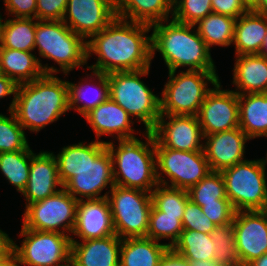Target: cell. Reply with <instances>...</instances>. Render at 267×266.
Here are the masks:
<instances>
[{"instance_id":"obj_1","label":"cell","mask_w":267,"mask_h":266,"mask_svg":"<svg viewBox=\"0 0 267 266\" xmlns=\"http://www.w3.org/2000/svg\"><path fill=\"white\" fill-rule=\"evenodd\" d=\"M151 25L116 17L106 28L87 40V59L97 55L96 63L87 66L104 74L150 68Z\"/></svg>"},{"instance_id":"obj_2","label":"cell","mask_w":267,"mask_h":266,"mask_svg":"<svg viewBox=\"0 0 267 266\" xmlns=\"http://www.w3.org/2000/svg\"><path fill=\"white\" fill-rule=\"evenodd\" d=\"M70 111L67 81L54 74H43L17 86L12 112L19 124L39 132Z\"/></svg>"},{"instance_id":"obj_3","label":"cell","mask_w":267,"mask_h":266,"mask_svg":"<svg viewBox=\"0 0 267 266\" xmlns=\"http://www.w3.org/2000/svg\"><path fill=\"white\" fill-rule=\"evenodd\" d=\"M151 29V59L156 51L160 52L168 72L181 67H188V71L216 72L210 50L195 25L171 18L152 24Z\"/></svg>"},{"instance_id":"obj_4","label":"cell","mask_w":267,"mask_h":266,"mask_svg":"<svg viewBox=\"0 0 267 266\" xmlns=\"http://www.w3.org/2000/svg\"><path fill=\"white\" fill-rule=\"evenodd\" d=\"M144 136L146 143L137 137L118 140L117 147L113 141L106 145L112 157L114 184L151 193L158 184L155 138L152 132Z\"/></svg>"},{"instance_id":"obj_5","label":"cell","mask_w":267,"mask_h":266,"mask_svg":"<svg viewBox=\"0 0 267 266\" xmlns=\"http://www.w3.org/2000/svg\"><path fill=\"white\" fill-rule=\"evenodd\" d=\"M150 68L138 71L108 74L109 98L120 105L132 118L143 122L145 132H151L160 118V97L152 92L140 78L149 74Z\"/></svg>"},{"instance_id":"obj_6","label":"cell","mask_w":267,"mask_h":266,"mask_svg":"<svg viewBox=\"0 0 267 266\" xmlns=\"http://www.w3.org/2000/svg\"><path fill=\"white\" fill-rule=\"evenodd\" d=\"M177 71L168 72L160 98V114L194 115L207 94L213 88H207L208 82L215 86L220 80L217 72L207 71Z\"/></svg>"},{"instance_id":"obj_7","label":"cell","mask_w":267,"mask_h":266,"mask_svg":"<svg viewBox=\"0 0 267 266\" xmlns=\"http://www.w3.org/2000/svg\"><path fill=\"white\" fill-rule=\"evenodd\" d=\"M36 48L39 56L54 60L64 75L87 64V41L63 21L37 20Z\"/></svg>"},{"instance_id":"obj_8","label":"cell","mask_w":267,"mask_h":266,"mask_svg":"<svg viewBox=\"0 0 267 266\" xmlns=\"http://www.w3.org/2000/svg\"><path fill=\"white\" fill-rule=\"evenodd\" d=\"M221 173L235 211L267 210V176L261 159H247Z\"/></svg>"},{"instance_id":"obj_9","label":"cell","mask_w":267,"mask_h":266,"mask_svg":"<svg viewBox=\"0 0 267 266\" xmlns=\"http://www.w3.org/2000/svg\"><path fill=\"white\" fill-rule=\"evenodd\" d=\"M114 185L113 162L106 141L95 140L86 144L85 165L63 188L79 201L105 198L107 195H100L101 192Z\"/></svg>"},{"instance_id":"obj_10","label":"cell","mask_w":267,"mask_h":266,"mask_svg":"<svg viewBox=\"0 0 267 266\" xmlns=\"http://www.w3.org/2000/svg\"><path fill=\"white\" fill-rule=\"evenodd\" d=\"M105 194L116 235L121 239L146 237L152 208L151 193L114 185Z\"/></svg>"},{"instance_id":"obj_11","label":"cell","mask_w":267,"mask_h":266,"mask_svg":"<svg viewBox=\"0 0 267 266\" xmlns=\"http://www.w3.org/2000/svg\"><path fill=\"white\" fill-rule=\"evenodd\" d=\"M19 235L24 239L21 246L14 243L17 266L70 265L71 235L23 227Z\"/></svg>"},{"instance_id":"obj_12","label":"cell","mask_w":267,"mask_h":266,"mask_svg":"<svg viewBox=\"0 0 267 266\" xmlns=\"http://www.w3.org/2000/svg\"><path fill=\"white\" fill-rule=\"evenodd\" d=\"M155 157L158 184L188 191L211 172L204 150L179 151L155 146Z\"/></svg>"},{"instance_id":"obj_13","label":"cell","mask_w":267,"mask_h":266,"mask_svg":"<svg viewBox=\"0 0 267 266\" xmlns=\"http://www.w3.org/2000/svg\"><path fill=\"white\" fill-rule=\"evenodd\" d=\"M78 200L64 188L44 200L28 204L23 213L25 229L72 234ZM62 229V230H61Z\"/></svg>"},{"instance_id":"obj_14","label":"cell","mask_w":267,"mask_h":266,"mask_svg":"<svg viewBox=\"0 0 267 266\" xmlns=\"http://www.w3.org/2000/svg\"><path fill=\"white\" fill-rule=\"evenodd\" d=\"M221 89L219 81L207 94L197 114L203 136L239 127L238 94Z\"/></svg>"},{"instance_id":"obj_15","label":"cell","mask_w":267,"mask_h":266,"mask_svg":"<svg viewBox=\"0 0 267 266\" xmlns=\"http://www.w3.org/2000/svg\"><path fill=\"white\" fill-rule=\"evenodd\" d=\"M151 132L155 146L179 151L203 150L204 136L197 116L161 114Z\"/></svg>"},{"instance_id":"obj_16","label":"cell","mask_w":267,"mask_h":266,"mask_svg":"<svg viewBox=\"0 0 267 266\" xmlns=\"http://www.w3.org/2000/svg\"><path fill=\"white\" fill-rule=\"evenodd\" d=\"M232 224L241 266L267 253V210L236 211Z\"/></svg>"},{"instance_id":"obj_17","label":"cell","mask_w":267,"mask_h":266,"mask_svg":"<svg viewBox=\"0 0 267 266\" xmlns=\"http://www.w3.org/2000/svg\"><path fill=\"white\" fill-rule=\"evenodd\" d=\"M115 18L114 0H68L62 21L87 41Z\"/></svg>"},{"instance_id":"obj_18","label":"cell","mask_w":267,"mask_h":266,"mask_svg":"<svg viewBox=\"0 0 267 266\" xmlns=\"http://www.w3.org/2000/svg\"><path fill=\"white\" fill-rule=\"evenodd\" d=\"M72 233L82 241L116 235L107 197L77 202Z\"/></svg>"},{"instance_id":"obj_19","label":"cell","mask_w":267,"mask_h":266,"mask_svg":"<svg viewBox=\"0 0 267 266\" xmlns=\"http://www.w3.org/2000/svg\"><path fill=\"white\" fill-rule=\"evenodd\" d=\"M204 140L203 150L211 171L221 172L246 160L245 143L251 139L238 127L205 135Z\"/></svg>"},{"instance_id":"obj_20","label":"cell","mask_w":267,"mask_h":266,"mask_svg":"<svg viewBox=\"0 0 267 266\" xmlns=\"http://www.w3.org/2000/svg\"><path fill=\"white\" fill-rule=\"evenodd\" d=\"M54 152L41 151L38 154L31 150L29 180L21 195L25 197L26 206L58 192L63 185L58 174V165Z\"/></svg>"},{"instance_id":"obj_21","label":"cell","mask_w":267,"mask_h":266,"mask_svg":"<svg viewBox=\"0 0 267 266\" xmlns=\"http://www.w3.org/2000/svg\"><path fill=\"white\" fill-rule=\"evenodd\" d=\"M71 237L72 266H120L121 238L117 235L79 242Z\"/></svg>"},{"instance_id":"obj_22","label":"cell","mask_w":267,"mask_h":266,"mask_svg":"<svg viewBox=\"0 0 267 266\" xmlns=\"http://www.w3.org/2000/svg\"><path fill=\"white\" fill-rule=\"evenodd\" d=\"M84 118L95 132L97 141H101L100 136L105 134L114 138L116 134L117 140L137 138L132 127L134 122L129 114L110 98L87 113Z\"/></svg>"},{"instance_id":"obj_23","label":"cell","mask_w":267,"mask_h":266,"mask_svg":"<svg viewBox=\"0 0 267 266\" xmlns=\"http://www.w3.org/2000/svg\"><path fill=\"white\" fill-rule=\"evenodd\" d=\"M61 72L56 67L42 65L41 59L29 51L0 48V73L11 78L17 85L32 82L43 74Z\"/></svg>"},{"instance_id":"obj_24","label":"cell","mask_w":267,"mask_h":266,"mask_svg":"<svg viewBox=\"0 0 267 266\" xmlns=\"http://www.w3.org/2000/svg\"><path fill=\"white\" fill-rule=\"evenodd\" d=\"M235 61L232 84L237 88L234 92L238 95L267 93V57L237 55Z\"/></svg>"},{"instance_id":"obj_25","label":"cell","mask_w":267,"mask_h":266,"mask_svg":"<svg viewBox=\"0 0 267 266\" xmlns=\"http://www.w3.org/2000/svg\"><path fill=\"white\" fill-rule=\"evenodd\" d=\"M266 35L267 13L249 10L242 14L235 24V55L259 54Z\"/></svg>"},{"instance_id":"obj_26","label":"cell","mask_w":267,"mask_h":266,"mask_svg":"<svg viewBox=\"0 0 267 266\" xmlns=\"http://www.w3.org/2000/svg\"><path fill=\"white\" fill-rule=\"evenodd\" d=\"M91 73H93V75L86 74V80L84 78V80H81V83L79 82L78 85L67 81L69 107L71 110L74 109L77 111L83 117L109 98L108 74L93 70ZM88 76H90L91 79L93 76L96 77L95 79H98V83H96L97 80L95 83H92L94 81L89 80L88 83V79H90ZM83 81H85V83H83ZM93 84H95L97 88H93Z\"/></svg>"},{"instance_id":"obj_27","label":"cell","mask_w":267,"mask_h":266,"mask_svg":"<svg viewBox=\"0 0 267 266\" xmlns=\"http://www.w3.org/2000/svg\"><path fill=\"white\" fill-rule=\"evenodd\" d=\"M116 17L152 25L169 20L173 0H114Z\"/></svg>"},{"instance_id":"obj_28","label":"cell","mask_w":267,"mask_h":266,"mask_svg":"<svg viewBox=\"0 0 267 266\" xmlns=\"http://www.w3.org/2000/svg\"><path fill=\"white\" fill-rule=\"evenodd\" d=\"M239 128L252 140L267 137V93L238 95Z\"/></svg>"},{"instance_id":"obj_29","label":"cell","mask_w":267,"mask_h":266,"mask_svg":"<svg viewBox=\"0 0 267 266\" xmlns=\"http://www.w3.org/2000/svg\"><path fill=\"white\" fill-rule=\"evenodd\" d=\"M169 249L148 237H128L121 240L120 266H159L161 257Z\"/></svg>"},{"instance_id":"obj_30","label":"cell","mask_w":267,"mask_h":266,"mask_svg":"<svg viewBox=\"0 0 267 266\" xmlns=\"http://www.w3.org/2000/svg\"><path fill=\"white\" fill-rule=\"evenodd\" d=\"M171 249L195 266L215 261V244L210 234L183 230Z\"/></svg>"},{"instance_id":"obj_31","label":"cell","mask_w":267,"mask_h":266,"mask_svg":"<svg viewBox=\"0 0 267 266\" xmlns=\"http://www.w3.org/2000/svg\"><path fill=\"white\" fill-rule=\"evenodd\" d=\"M36 25L37 19L34 18H9L4 20L0 32V48L34 51Z\"/></svg>"},{"instance_id":"obj_32","label":"cell","mask_w":267,"mask_h":266,"mask_svg":"<svg viewBox=\"0 0 267 266\" xmlns=\"http://www.w3.org/2000/svg\"><path fill=\"white\" fill-rule=\"evenodd\" d=\"M236 21V18L212 12L194 25L211 50V46L228 47L233 44Z\"/></svg>"},{"instance_id":"obj_33","label":"cell","mask_w":267,"mask_h":266,"mask_svg":"<svg viewBox=\"0 0 267 266\" xmlns=\"http://www.w3.org/2000/svg\"><path fill=\"white\" fill-rule=\"evenodd\" d=\"M31 149L0 153V172L22 193L29 180Z\"/></svg>"},{"instance_id":"obj_34","label":"cell","mask_w":267,"mask_h":266,"mask_svg":"<svg viewBox=\"0 0 267 266\" xmlns=\"http://www.w3.org/2000/svg\"><path fill=\"white\" fill-rule=\"evenodd\" d=\"M189 199L199 205L204 203H230L225 193V182L221 172L211 171L200 182L188 190Z\"/></svg>"},{"instance_id":"obj_35","label":"cell","mask_w":267,"mask_h":266,"mask_svg":"<svg viewBox=\"0 0 267 266\" xmlns=\"http://www.w3.org/2000/svg\"><path fill=\"white\" fill-rule=\"evenodd\" d=\"M183 231L182 219L178 216L165 215L159 211L153 204L149 215V227L146 237L156 241L169 239L166 243L169 248L176 243Z\"/></svg>"},{"instance_id":"obj_36","label":"cell","mask_w":267,"mask_h":266,"mask_svg":"<svg viewBox=\"0 0 267 266\" xmlns=\"http://www.w3.org/2000/svg\"><path fill=\"white\" fill-rule=\"evenodd\" d=\"M151 198L159 211L182 219L189 194L187 190L157 184L151 192Z\"/></svg>"},{"instance_id":"obj_37","label":"cell","mask_w":267,"mask_h":266,"mask_svg":"<svg viewBox=\"0 0 267 266\" xmlns=\"http://www.w3.org/2000/svg\"><path fill=\"white\" fill-rule=\"evenodd\" d=\"M215 244V262L228 266H241L237 253L233 224L217 226L210 234Z\"/></svg>"},{"instance_id":"obj_38","label":"cell","mask_w":267,"mask_h":266,"mask_svg":"<svg viewBox=\"0 0 267 266\" xmlns=\"http://www.w3.org/2000/svg\"><path fill=\"white\" fill-rule=\"evenodd\" d=\"M10 117L0 113V153L30 149L25 129L19 124L15 114Z\"/></svg>"},{"instance_id":"obj_39","label":"cell","mask_w":267,"mask_h":266,"mask_svg":"<svg viewBox=\"0 0 267 266\" xmlns=\"http://www.w3.org/2000/svg\"><path fill=\"white\" fill-rule=\"evenodd\" d=\"M86 145L85 142L64 146L57 155L54 154L58 174L64 186L85 165Z\"/></svg>"},{"instance_id":"obj_40","label":"cell","mask_w":267,"mask_h":266,"mask_svg":"<svg viewBox=\"0 0 267 266\" xmlns=\"http://www.w3.org/2000/svg\"><path fill=\"white\" fill-rule=\"evenodd\" d=\"M212 0H173L172 19L194 25L212 13Z\"/></svg>"},{"instance_id":"obj_41","label":"cell","mask_w":267,"mask_h":266,"mask_svg":"<svg viewBox=\"0 0 267 266\" xmlns=\"http://www.w3.org/2000/svg\"><path fill=\"white\" fill-rule=\"evenodd\" d=\"M183 230H193L206 234H211L217 227L202 212L201 207L193 203L190 199L187 201L182 217Z\"/></svg>"},{"instance_id":"obj_42","label":"cell","mask_w":267,"mask_h":266,"mask_svg":"<svg viewBox=\"0 0 267 266\" xmlns=\"http://www.w3.org/2000/svg\"><path fill=\"white\" fill-rule=\"evenodd\" d=\"M201 210L216 226L232 224L236 212L231 203H204Z\"/></svg>"},{"instance_id":"obj_43","label":"cell","mask_w":267,"mask_h":266,"mask_svg":"<svg viewBox=\"0 0 267 266\" xmlns=\"http://www.w3.org/2000/svg\"><path fill=\"white\" fill-rule=\"evenodd\" d=\"M68 0H37L36 19L62 21Z\"/></svg>"},{"instance_id":"obj_44","label":"cell","mask_w":267,"mask_h":266,"mask_svg":"<svg viewBox=\"0 0 267 266\" xmlns=\"http://www.w3.org/2000/svg\"><path fill=\"white\" fill-rule=\"evenodd\" d=\"M6 6L7 15L14 18L36 19L37 0H3Z\"/></svg>"},{"instance_id":"obj_45","label":"cell","mask_w":267,"mask_h":266,"mask_svg":"<svg viewBox=\"0 0 267 266\" xmlns=\"http://www.w3.org/2000/svg\"><path fill=\"white\" fill-rule=\"evenodd\" d=\"M212 9L214 13L236 19L250 10L242 0H212Z\"/></svg>"},{"instance_id":"obj_46","label":"cell","mask_w":267,"mask_h":266,"mask_svg":"<svg viewBox=\"0 0 267 266\" xmlns=\"http://www.w3.org/2000/svg\"><path fill=\"white\" fill-rule=\"evenodd\" d=\"M17 84L9 77L0 73V99L7 97L8 95H13V100L8 108V111H12L15 102V95L17 90Z\"/></svg>"},{"instance_id":"obj_47","label":"cell","mask_w":267,"mask_h":266,"mask_svg":"<svg viewBox=\"0 0 267 266\" xmlns=\"http://www.w3.org/2000/svg\"><path fill=\"white\" fill-rule=\"evenodd\" d=\"M159 266H195L169 248L161 257Z\"/></svg>"},{"instance_id":"obj_48","label":"cell","mask_w":267,"mask_h":266,"mask_svg":"<svg viewBox=\"0 0 267 266\" xmlns=\"http://www.w3.org/2000/svg\"><path fill=\"white\" fill-rule=\"evenodd\" d=\"M14 241L0 229V260L7 258L14 251Z\"/></svg>"},{"instance_id":"obj_49","label":"cell","mask_w":267,"mask_h":266,"mask_svg":"<svg viewBox=\"0 0 267 266\" xmlns=\"http://www.w3.org/2000/svg\"><path fill=\"white\" fill-rule=\"evenodd\" d=\"M250 10L259 13H267V0H258Z\"/></svg>"},{"instance_id":"obj_50","label":"cell","mask_w":267,"mask_h":266,"mask_svg":"<svg viewBox=\"0 0 267 266\" xmlns=\"http://www.w3.org/2000/svg\"><path fill=\"white\" fill-rule=\"evenodd\" d=\"M0 266H17L15 252L13 251L7 258L1 259Z\"/></svg>"},{"instance_id":"obj_51","label":"cell","mask_w":267,"mask_h":266,"mask_svg":"<svg viewBox=\"0 0 267 266\" xmlns=\"http://www.w3.org/2000/svg\"><path fill=\"white\" fill-rule=\"evenodd\" d=\"M246 266H267V253L263 254L259 258L252 260Z\"/></svg>"},{"instance_id":"obj_52","label":"cell","mask_w":267,"mask_h":266,"mask_svg":"<svg viewBox=\"0 0 267 266\" xmlns=\"http://www.w3.org/2000/svg\"><path fill=\"white\" fill-rule=\"evenodd\" d=\"M259 55L267 57V35L264 38V41H263L262 47L260 49Z\"/></svg>"},{"instance_id":"obj_53","label":"cell","mask_w":267,"mask_h":266,"mask_svg":"<svg viewBox=\"0 0 267 266\" xmlns=\"http://www.w3.org/2000/svg\"><path fill=\"white\" fill-rule=\"evenodd\" d=\"M244 4L251 9L257 2L258 0H242Z\"/></svg>"},{"instance_id":"obj_54","label":"cell","mask_w":267,"mask_h":266,"mask_svg":"<svg viewBox=\"0 0 267 266\" xmlns=\"http://www.w3.org/2000/svg\"><path fill=\"white\" fill-rule=\"evenodd\" d=\"M199 266H228V265H225L222 263H216L215 261H212V262L204 263V264L199 265Z\"/></svg>"},{"instance_id":"obj_55","label":"cell","mask_w":267,"mask_h":266,"mask_svg":"<svg viewBox=\"0 0 267 266\" xmlns=\"http://www.w3.org/2000/svg\"><path fill=\"white\" fill-rule=\"evenodd\" d=\"M261 160H262V163H263L264 167L266 168V164H267V153H266L265 159L264 158H261ZM266 175H267V173H266Z\"/></svg>"},{"instance_id":"obj_56","label":"cell","mask_w":267,"mask_h":266,"mask_svg":"<svg viewBox=\"0 0 267 266\" xmlns=\"http://www.w3.org/2000/svg\"><path fill=\"white\" fill-rule=\"evenodd\" d=\"M2 23H3V19H2V16L0 14V32H1V28H2Z\"/></svg>"}]
</instances>
